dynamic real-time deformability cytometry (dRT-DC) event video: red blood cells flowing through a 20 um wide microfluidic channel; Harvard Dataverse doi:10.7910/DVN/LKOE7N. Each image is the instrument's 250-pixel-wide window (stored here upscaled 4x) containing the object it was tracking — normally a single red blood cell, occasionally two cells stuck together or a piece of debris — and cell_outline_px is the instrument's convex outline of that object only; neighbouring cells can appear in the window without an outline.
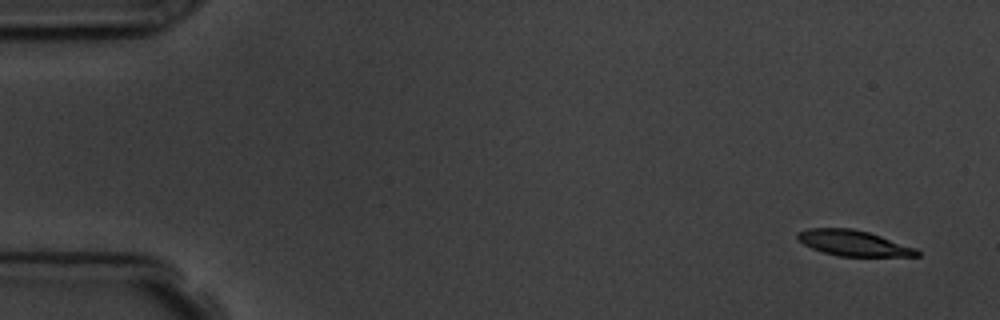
{"species": "common noctule bat (a hibernating species)", "species_latin": "Nyctalus noctula", "temperature_condition": "room temperature", "stored_images_in_passage": 4, "camera_frame_rate_fps": 3000, "um_per_image_px": 0.085, "animal": {"sex": "male", "body_mass_g": 19.5, "forearm_length_mm": 54.6}, "frame": {"image": 1, "passage_image": 1, "time_ms": 0.0, "image_size_px": [1000, 320], "cell_outline_px": [[920, 256], [840, 256], [824, 252], [812, 248], [796, 240], [796, 232], [808, 228], [852, 228], [868, 232], [916, 248], [920, 252]], "centroid_in_image_um": [72.5, 20.65], "position_along_channel_um": 12.5, "area_um2": 17.74}}
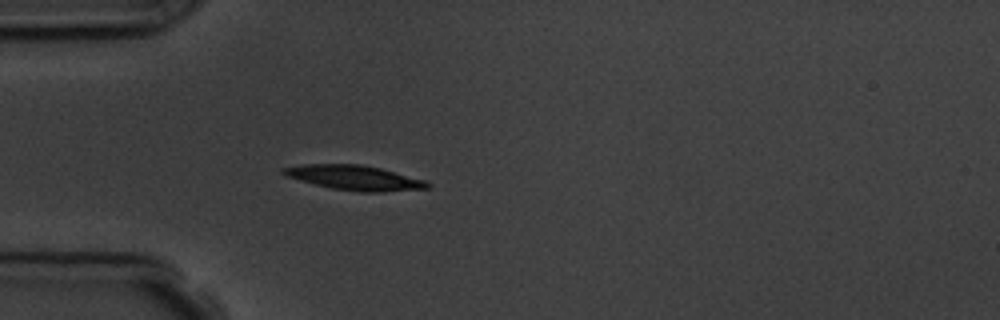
{"frame": {"image": 2, "passage_image": 4, "time_ms": 4.333, "image_size_px": [1000, 320], "cell_outline_px": [[432, 184], [428, 188], [384, 192], [360, 192], [332, 188], [300, 180], [288, 176], [280, 172], [280, 168], [300, 164], [360, 164], [380, 168], [424, 180]], "centroid_in_image_um": [30.12, 15.1], "position_along_channel_um": 54.9, "area_um2": 20.63}}